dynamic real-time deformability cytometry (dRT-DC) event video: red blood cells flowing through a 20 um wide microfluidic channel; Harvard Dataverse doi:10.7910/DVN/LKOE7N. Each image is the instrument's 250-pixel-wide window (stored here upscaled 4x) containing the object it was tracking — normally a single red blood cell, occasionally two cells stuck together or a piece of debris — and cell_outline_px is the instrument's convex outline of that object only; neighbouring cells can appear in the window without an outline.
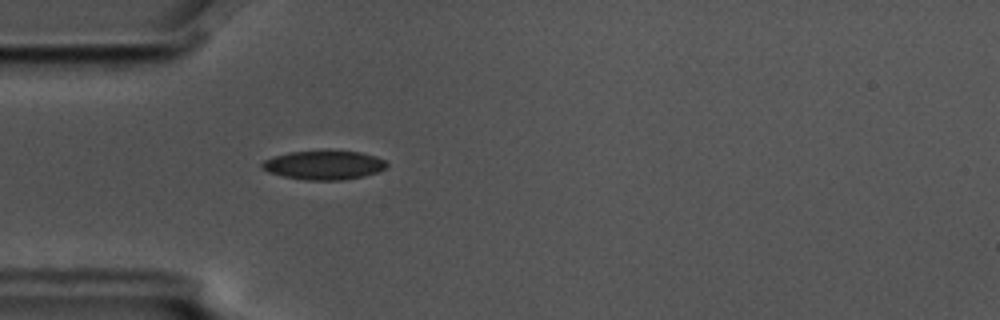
{"species": "common noctule bat (a hibernating species)", "species_latin": "Nyctalus noctula", "temperature_condition": "cold", "stored_images_in_passage": 4, "camera_frame_rate_fps": 3000, "um_per_image_px": 0.085, "animal": {"sex": "male", "body_mass_g": 17.5, "forearm_length_mm": 52.3}, "frame": {"image": 1, "passage_image": 4, "time_ms": 1.0, "image_size_px": [1000, 320], "cell_outline_px": [[388, 168], [364, 176], [344, 180], [304, 180], [284, 176], [268, 172], [260, 168], [260, 164], [264, 160], [272, 156], [288, 152], [328, 148], [360, 152], [376, 156], [384, 160], [388, 164]], "centroid_in_image_um": [27.52, 13.99], "position_along_channel_um": 57.5, "area_um2": 21.96}}